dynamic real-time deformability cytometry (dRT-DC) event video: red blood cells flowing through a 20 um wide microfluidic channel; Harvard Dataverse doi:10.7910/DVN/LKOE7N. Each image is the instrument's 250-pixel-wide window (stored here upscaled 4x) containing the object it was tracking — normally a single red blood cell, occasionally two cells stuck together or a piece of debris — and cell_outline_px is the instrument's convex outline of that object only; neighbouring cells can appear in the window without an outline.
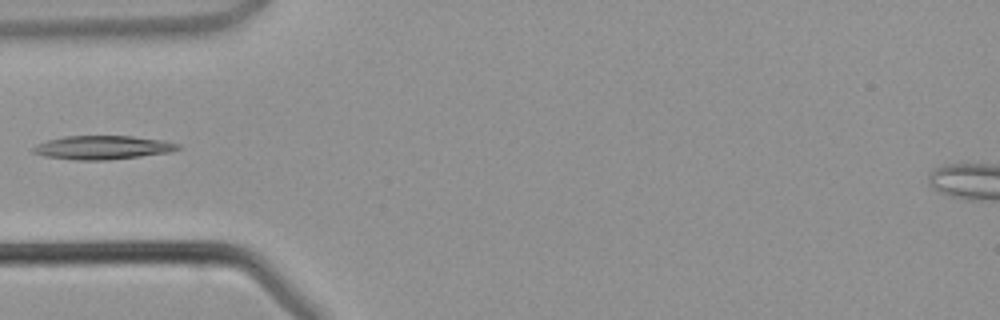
{"species": "common noctule bat (a hibernating species)", "species_latin": "Nyctalus noctula", "temperature_condition": "warm", "stored_images_in_passage": 3, "camera_frame_rate_fps": 3000, "um_per_image_px": 0.085, "animal": {"sex": "male", "body_mass_g": 21.5, "forearm_length_mm": 52.0}, "frame": {"image": 1, "passage_image": 3, "time_ms": 3.333, "image_size_px": [1000, 320], "cell_outline_px": [[180, 148], [172, 152], [108, 160], [76, 160], [44, 156], [32, 152], [32, 148], [36, 144], [48, 140], [64, 136], [132, 136], [164, 140], [180, 144]], "centroid_in_image_um": [8.73, 12.53], "position_along_channel_um": 76.3, "area_um2": 20.06}}